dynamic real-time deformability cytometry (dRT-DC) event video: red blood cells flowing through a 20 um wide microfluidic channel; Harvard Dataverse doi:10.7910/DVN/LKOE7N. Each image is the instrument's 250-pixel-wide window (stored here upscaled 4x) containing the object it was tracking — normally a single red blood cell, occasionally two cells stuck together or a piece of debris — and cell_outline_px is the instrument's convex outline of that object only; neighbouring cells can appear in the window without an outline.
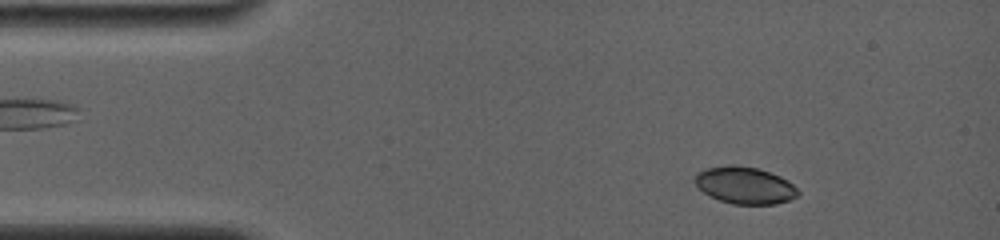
{"species": "common noctule bat (a hibernating species)", "species_latin": "Nyctalus noctula", "temperature_condition": "room temperature", "stored_images_in_passage": 63, "camera_frame_rate_fps": 4000, "um_per_image_px": 0.085, "animal": {"sex": "female", "body_mass_g": 19.0, "forearm_length_mm": 56.7}, "frame": {"image": 1, "passage_image": 7, "time_ms": 1.5, "image_size_px": [1000, 240], "cell_outline_px": [[800, 192], [796, 196], [788, 200], [776, 204], [732, 204], [708, 196], [696, 184], [696, 172], [704, 168], [728, 164], [736, 164], [756, 168], [780, 176], [788, 180]], "centroid_in_image_um": [63.29, 15.74], "position_along_channel_um": 21.7, "area_um2": 22.25}}
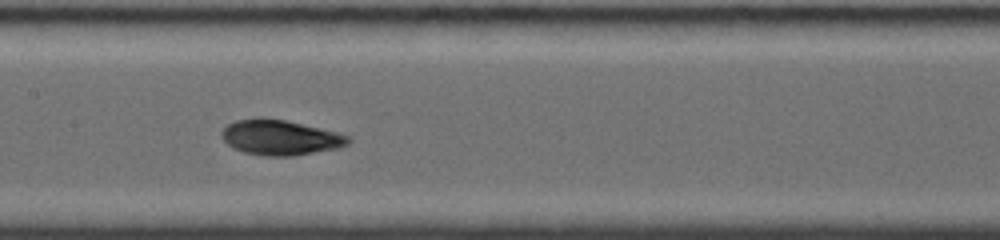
{"frame": {"image": 2, "passage_image": 31, "time_ms": 7.5, "image_size_px": [1000, 240], "cell_outline_px": [[352, 140], [348, 144], [336, 148], [292, 156], [268, 156], [244, 152], [232, 148], [220, 136], [220, 132], [228, 124], [236, 120], [260, 116], [264, 116], [284, 120], [320, 128], [352, 136]], "centroid_in_image_um": [23.79, 11.67], "position_along_channel_um": 183.6, "area_um2": 26.07}}
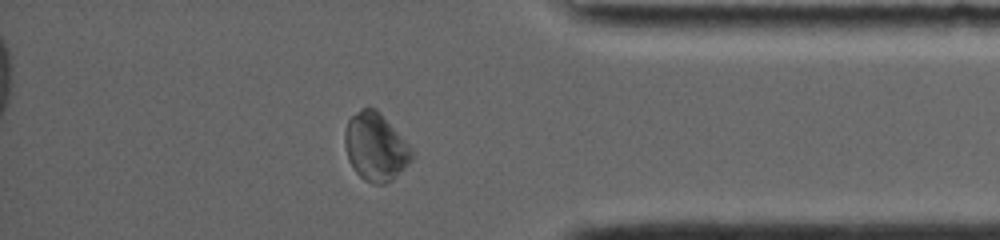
{"frame": {"image": 3, "passage_image": 55, "time_ms": 13.5, "image_size_px": [1000, 240], "cell_outline_px": [[416, 156], [392, 180], [384, 184], [372, 184], [364, 180], [356, 172], [348, 160], [344, 144], [344, 136], [348, 120], [360, 108], [376, 108], [380, 112], [416, 152]], "centroid_in_image_um": [31.94, 12.5], "position_along_channel_um": 403.3, "area_um2": 26.7}, "authors_computed_cell_mechanics": {"area_um2": 25.3742, "velocity_mm_per_s": 3.7999, "shape_relaxation_time_tau1_ms": 4.4253, "shape_relaxation_time_tau2_ms": 1.7738, "deformation_change_tau1": 0.1402, "deformation_change_tau2": 0.0552}}